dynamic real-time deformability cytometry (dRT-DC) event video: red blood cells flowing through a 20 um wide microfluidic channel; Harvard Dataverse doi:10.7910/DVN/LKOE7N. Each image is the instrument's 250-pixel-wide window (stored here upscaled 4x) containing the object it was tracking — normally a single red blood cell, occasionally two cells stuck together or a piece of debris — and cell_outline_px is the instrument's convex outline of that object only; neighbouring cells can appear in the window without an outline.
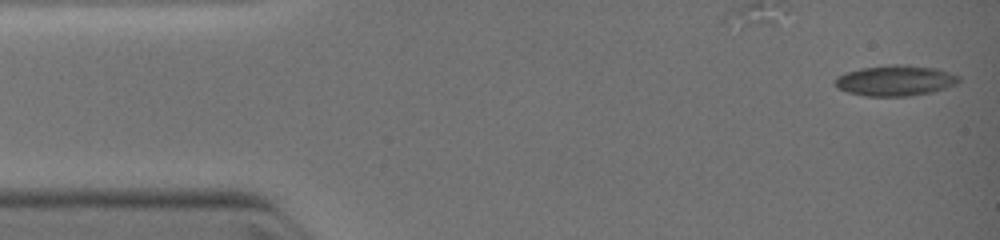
{"species": "common noctule bat (a hibernating species)", "species_latin": "Nyctalus noctula", "temperature_condition": "warm", "stored_images_in_passage": 4, "camera_frame_rate_fps": 3000, "um_per_image_px": 0.085, "animal": {"sex": "female", "body_mass_g": 19.0, "forearm_length_mm": 51.5}, "frame": {"image": 1, "passage_image": 1, "time_ms": 0.0, "image_size_px": [1000, 240], "cell_outline_px": [[960, 80], [956, 84], [932, 92], [908, 96], [864, 96], [848, 92], [836, 88], [836, 76], [844, 72], [860, 68], [888, 64], [904, 64], [936, 68], [960, 76]], "centroid_in_image_um": [76.07, 6.84], "position_along_channel_um": 8.9, "area_um2": 22.25}}
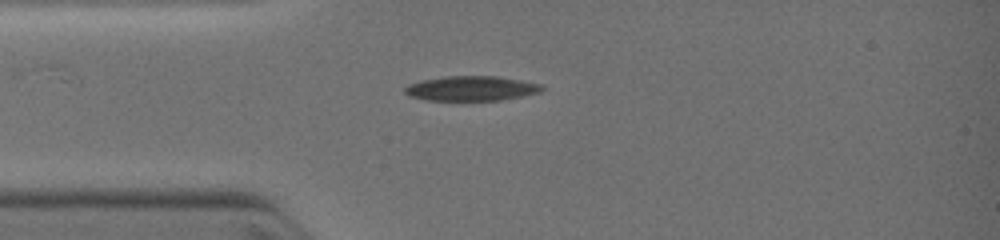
{"frame": {"image": 2, "passage_image": 4, "time_ms": 2.667, "image_size_px": [1000, 240], "cell_outline_px": [[544, 88], [540, 92], [500, 100], [428, 100], [412, 96], [404, 92], [404, 88], [408, 84], [424, 80], [448, 76], [496, 76], [520, 80], [540, 84]], "centroid_in_image_um": [40.06, 7.51], "position_along_channel_um": 44.9, "area_um2": 19.42}}